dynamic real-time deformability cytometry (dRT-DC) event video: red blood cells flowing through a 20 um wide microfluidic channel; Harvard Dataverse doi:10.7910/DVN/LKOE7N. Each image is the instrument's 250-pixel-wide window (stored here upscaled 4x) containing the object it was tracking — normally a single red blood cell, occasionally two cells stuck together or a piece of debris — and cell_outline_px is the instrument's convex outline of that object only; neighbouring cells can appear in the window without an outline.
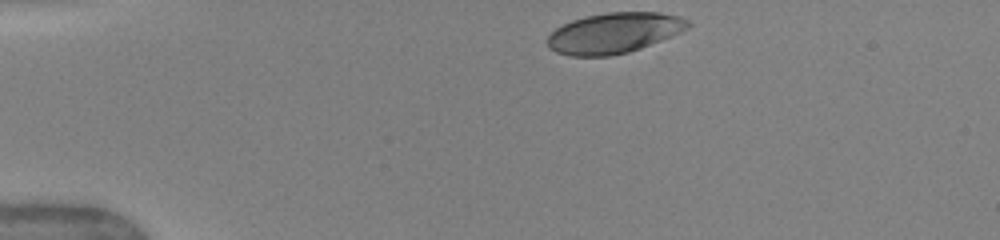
{"species": "human", "species_latin": "Homo sapiens", "temperature_condition": "warm", "stored_images_in_passage": 17, "camera_frame_rate_fps": 3000, "um_per_image_px": 0.085, "donor": {"sex": "female"}, "frame": {"image": 1, "passage_image": 1, "time_ms": 0.0, "image_size_px": [1000, 240], "cell_outline_px": [[692, 24], [688, 28], [672, 36], [640, 48], [628, 52], [608, 56], [572, 56], [556, 52], [548, 48], [548, 36], [556, 28], [572, 20], [584, 16], [608, 12], [660, 12], [676, 16], [688, 20]], "centroid_in_image_um": [52.19, 2.8], "position_along_channel_um": 32.8, "area_um2": 33.06}}